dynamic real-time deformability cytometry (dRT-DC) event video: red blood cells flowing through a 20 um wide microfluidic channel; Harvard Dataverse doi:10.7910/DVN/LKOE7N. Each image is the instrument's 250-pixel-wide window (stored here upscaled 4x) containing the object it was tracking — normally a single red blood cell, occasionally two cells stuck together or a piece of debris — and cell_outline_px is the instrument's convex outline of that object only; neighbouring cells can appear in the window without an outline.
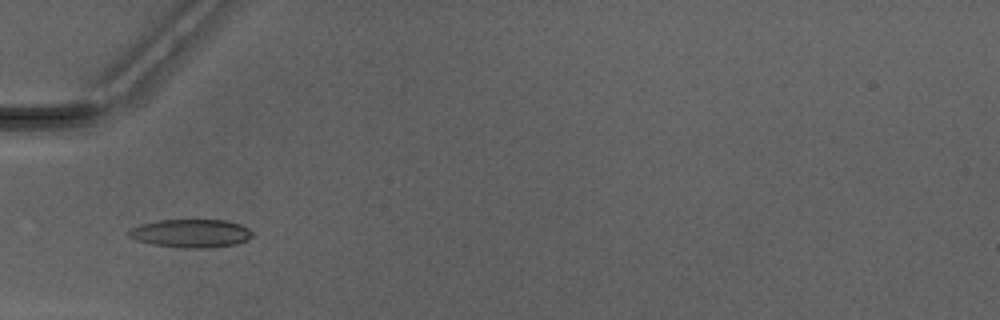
{"species": "Egyptian fruit bat (a non-hibernating species)", "species_latin": "Rousettus aegyptiacus", "temperature_condition": "warm", "stored_images_in_passage": 33, "camera_frame_rate_fps": 3000, "um_per_image_px": 0.085, "animal": {"sex": "male"}, "frame": {"image": 1, "passage_image": 1, "time_ms": 0.0, "image_size_px": [1000, 320], "cell_outline_px": [[252, 236], [248, 240], [236, 244], [208, 248], [184, 248], [152, 244], [136, 240], [128, 236], [128, 232], [132, 228], [140, 224], [156, 220], [228, 220], [240, 224], [248, 228], [252, 232]], "centroid_in_image_um": [16.24, 19.83], "position_along_channel_um": 68.8, "area_um2": 20.46}}
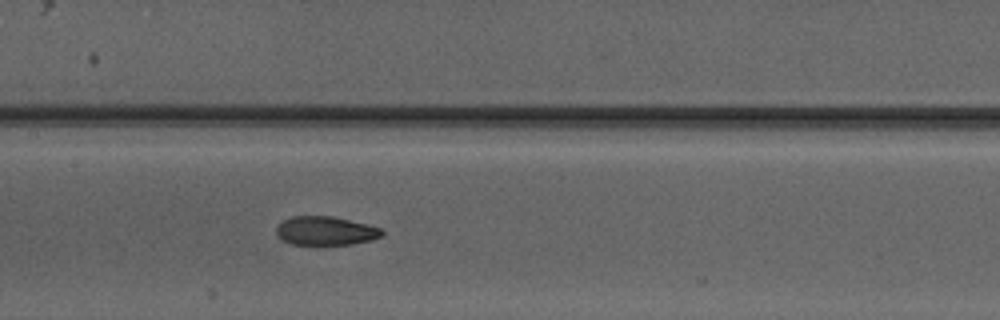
{"frame": {"image": 2, "passage_image": 9, "time_ms": 2.667, "image_size_px": [1000, 320], "cell_outline_px": [[384, 232], [380, 236], [372, 240], [352, 244], [320, 248], [316, 248], [292, 244], [284, 240], [276, 232], [276, 228], [284, 220], [292, 216], [332, 216], [368, 224], [384, 228]], "centroid_in_image_um": [27.71, 19.67], "position_along_channel_um": 179.7, "area_um2": 18.5}}
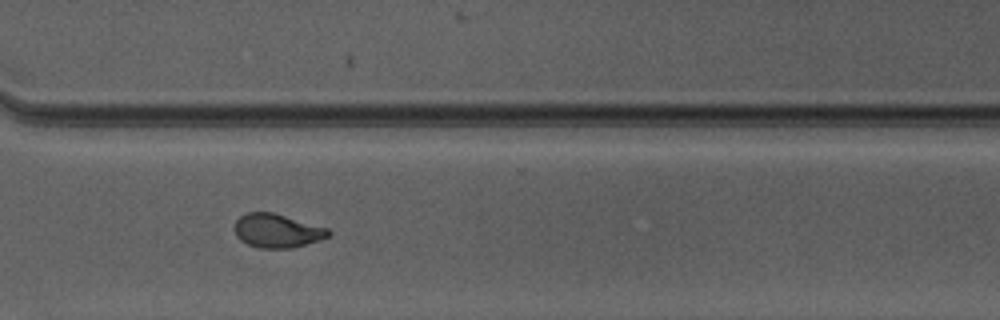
{"frame": {"image": 3, "passage_image": 21, "time_ms": 6.667, "image_size_px": [1000, 320], "cell_outline_px": [[332, 232], [328, 236], [320, 240], [292, 248], [260, 248], [248, 244], [240, 240], [236, 236], [236, 220], [240, 216], [248, 212], [272, 212], [328, 228]], "centroid_in_image_um": [23.57, 19.62], "position_along_channel_um": 347.0, "area_um2": 18.32}, "authors_computed_cell_mechanics": {"area_um2": 18.496, "velocity_mm_per_s": 4.1955, "shape_relaxation_time_tau1_ms": 8.161, "shape_relaxation_time_tau2_ms": 2.203, "deformation_change_tau1": 0.2066, "deformation_change_tau2": 0.086}}